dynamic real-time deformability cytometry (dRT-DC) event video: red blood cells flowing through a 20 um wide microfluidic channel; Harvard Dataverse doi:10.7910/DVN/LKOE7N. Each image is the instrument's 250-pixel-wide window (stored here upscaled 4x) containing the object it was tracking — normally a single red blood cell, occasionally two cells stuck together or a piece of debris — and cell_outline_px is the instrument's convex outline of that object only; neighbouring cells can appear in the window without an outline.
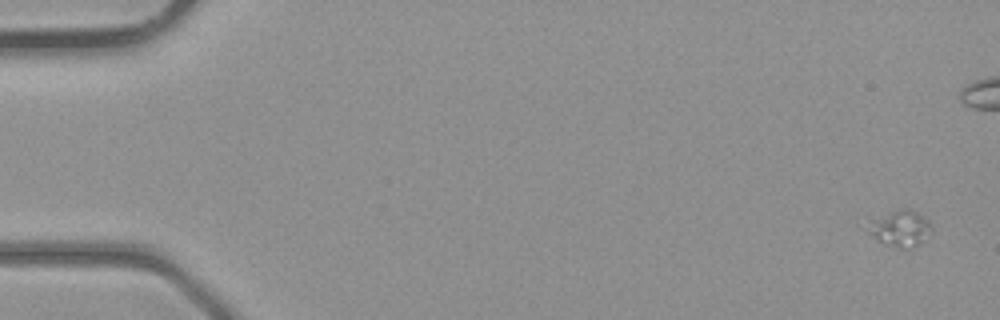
{"species": "common noctule bat (a hibernating species)", "species_latin": "Nyctalus noctula", "temperature_condition": "room temperature", "stored_images_in_passage": 5, "camera_frame_rate_fps": 3000, "um_per_image_px": 0.085, "animal": {"sex": "male", "body_mass_g": 23.1, "forearm_length_mm": 52.7}, "frame": {"image": 1, "passage_image": 5, "time_ms": 4.667, "image_size_px": [1000, 320], "cell_outline_px": [[932, 232], [920, 244], [912, 248], [896, 248], [884, 244], [860, 228], [856, 224], [900, 208], [908, 208], [916, 212], [928, 220], [932, 228]], "centroid_in_image_um": [76.37, 19.41], "position_along_channel_um": 8.6, "area_um2": 14.28}}